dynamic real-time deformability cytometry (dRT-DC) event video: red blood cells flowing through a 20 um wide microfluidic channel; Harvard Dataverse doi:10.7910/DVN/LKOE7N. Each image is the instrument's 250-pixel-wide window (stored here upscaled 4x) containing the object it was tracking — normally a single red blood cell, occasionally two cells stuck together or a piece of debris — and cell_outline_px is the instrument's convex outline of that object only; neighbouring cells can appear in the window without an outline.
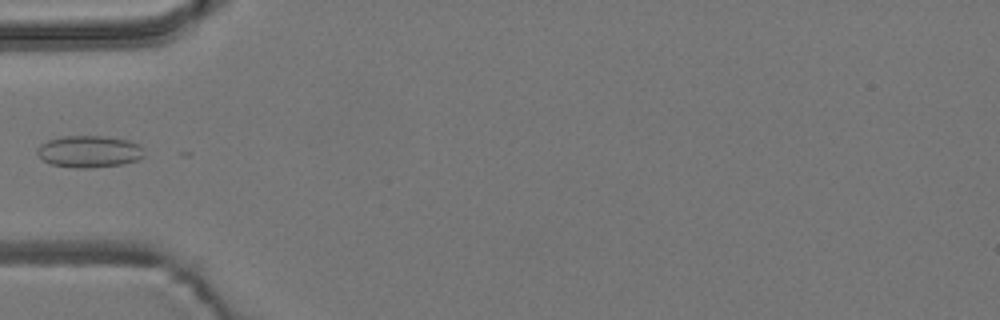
{"species": "common noctule bat (a hibernating species)", "species_latin": "Nyctalus noctula", "temperature_condition": "room temperature", "stored_images_in_passage": 3, "camera_frame_rate_fps": 3000, "um_per_image_px": 0.085, "animal": {"sex": "male", "body_mass_g": 19.2, "forearm_length_mm": 51.8}, "frame": {"image": 1, "passage_image": 2, "time_ms": 0.333, "image_size_px": [1000, 320], "cell_outline_px": [[144, 156], [136, 160], [124, 164], [88, 168], [76, 168], [52, 164], [44, 160], [36, 152], [36, 148], [40, 144], [48, 140], [60, 136], [104, 136], [128, 140], [140, 144], [144, 148]], "centroid_in_image_um": [7.6, 12.87], "position_along_channel_um": 77.4, "area_um2": 20.0}}
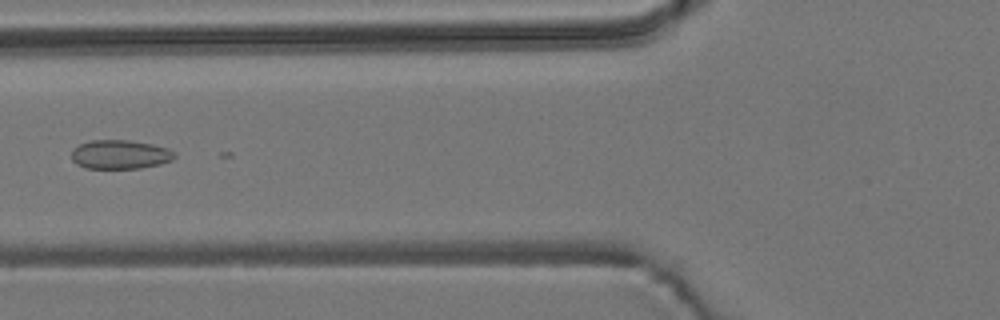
{"frame": {"image": 2, "passage_image": 3, "time_ms": 0.667, "image_size_px": [1000, 320], "cell_outline_px": [[176, 156], [172, 160], [160, 164], [140, 168], [88, 168], [76, 164], [72, 160], [72, 152], [80, 144], [92, 140], [128, 140], [152, 144], [168, 148], [176, 152]], "centroid_in_image_um": [10.25, 13.13], "position_along_channel_um": 115.6, "area_um2": 17.34}}